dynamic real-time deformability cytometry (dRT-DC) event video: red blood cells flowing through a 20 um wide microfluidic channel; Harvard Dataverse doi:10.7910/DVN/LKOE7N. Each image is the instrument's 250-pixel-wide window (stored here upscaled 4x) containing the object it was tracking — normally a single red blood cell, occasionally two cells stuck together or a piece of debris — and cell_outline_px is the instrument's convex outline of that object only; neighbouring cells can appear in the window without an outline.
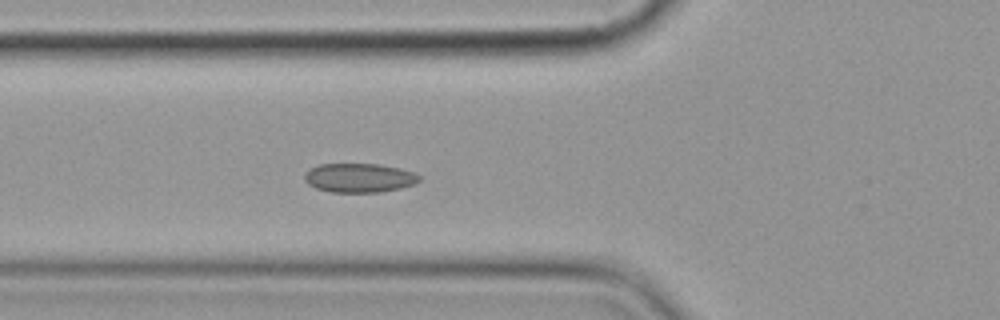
{"species": "common noctule bat (a hibernating species)", "species_latin": "Nyctalus noctula", "temperature_condition": "cold", "stored_images_in_passage": 5, "camera_frame_rate_fps": 3000, "um_per_image_px": 0.085, "animal": {"sex": "female", "body_mass_g": 19.9}, "frame": {"image": 1, "passage_image": 5, "time_ms": 5.333, "image_size_px": [1000, 320], "cell_outline_px": [[420, 180], [412, 184], [400, 188], [380, 192], [328, 192], [316, 188], [308, 184], [304, 180], [304, 172], [320, 164], [380, 164], [400, 168], [416, 172], [420, 176]], "centroid_in_image_um": [30.53, 15.11], "position_along_channel_um": 95.3, "area_um2": 19.54}}